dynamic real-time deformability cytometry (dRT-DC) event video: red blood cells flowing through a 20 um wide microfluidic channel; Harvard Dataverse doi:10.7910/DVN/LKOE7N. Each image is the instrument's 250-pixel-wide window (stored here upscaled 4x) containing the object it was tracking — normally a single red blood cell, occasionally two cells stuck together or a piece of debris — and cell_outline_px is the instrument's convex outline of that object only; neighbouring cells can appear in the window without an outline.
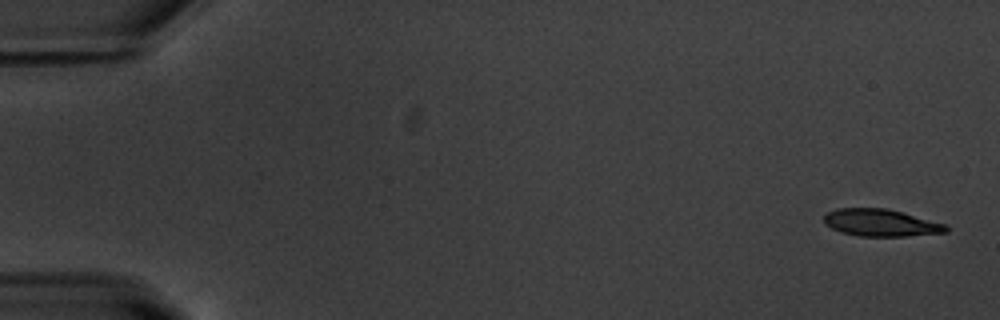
{"species": "common noctule bat (a hibernating species)", "species_latin": "Nyctalus noctula", "temperature_condition": "warm", "stored_images_in_passage": 53, "camera_frame_rate_fps": 3000, "um_per_image_px": 0.085, "animal": {"sex": "male", "body_mass_g": 20.1, "forearm_length_mm": 53.5}, "frame": {"image": 1, "passage_image": 1, "time_ms": 0.0, "image_size_px": [1000, 320], "cell_outline_px": [[948, 232], [908, 236], [860, 236], [840, 232], [824, 224], [824, 216], [828, 212], [836, 208], [884, 208], [948, 224]], "centroid_in_image_um": [74.87, 18.94], "position_along_channel_um": 10.1, "area_um2": 19.31}}
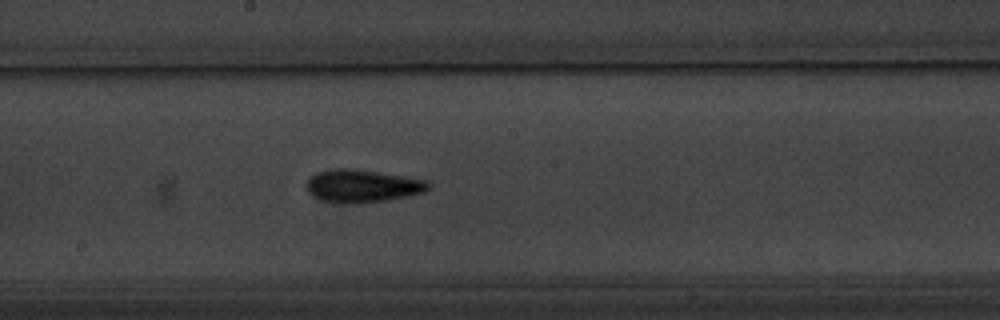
{"frame": {"image": 2, "passage_image": 29, "time_ms": 9.333, "image_size_px": [1000, 320], "cell_outline_px": [[428, 188], [424, 192], [408, 196], [360, 204], [344, 204], [320, 200], [312, 196], [308, 192], [304, 184], [308, 176], [316, 172], [336, 168], [344, 168], [376, 172], [428, 180]], "centroid_in_image_um": [30.7, 15.82], "position_along_channel_um": 217.5, "area_um2": 23.41}}
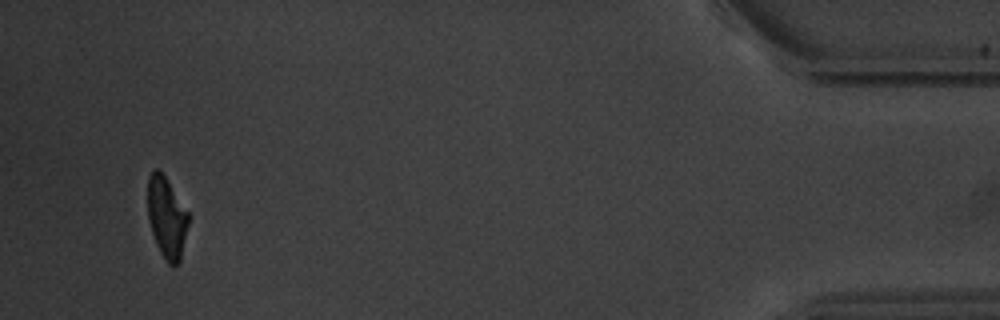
{"frame": {"image": 3, "passage_image": 51, "time_ms": 16.667, "image_size_px": [1000, 320], "cell_outline_px": [[188, 224], [180, 260], [172, 268], [168, 264], [160, 252], [156, 244], [148, 220], [148, 176], [156, 168], [164, 176], [188, 212]], "centroid_in_image_um": [14.15, 18.53], "position_along_channel_um": 421.0, "area_um2": 18.9}, "authors_computed_cell_mechanics": {"area_um2": 20.7502, "velocity_mm_per_s": 3.7564, "shape_relaxation_time_tau1_ms": 3.3452, "shape_relaxation_time_tau2_ms": 1.9254, "deformation_change_tau1": 0.1746, "deformation_change_tau2": 0.0965}}